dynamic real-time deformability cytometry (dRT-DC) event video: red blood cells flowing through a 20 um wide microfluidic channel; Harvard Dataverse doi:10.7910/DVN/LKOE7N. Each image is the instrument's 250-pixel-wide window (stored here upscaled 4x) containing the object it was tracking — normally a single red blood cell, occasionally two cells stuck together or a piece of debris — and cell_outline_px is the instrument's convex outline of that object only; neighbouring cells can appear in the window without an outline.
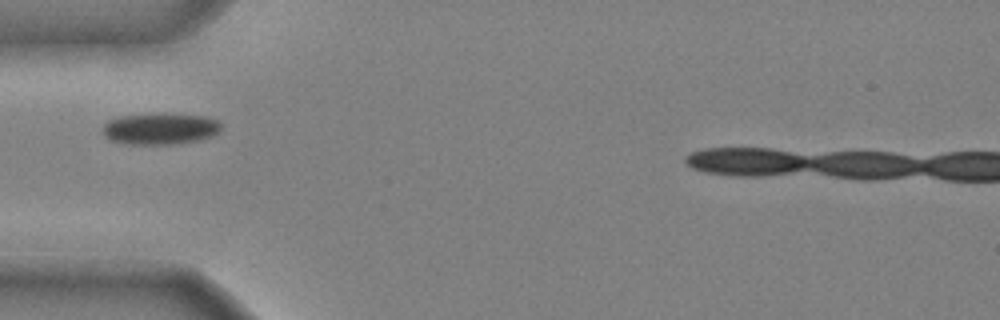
{"species": "common noctule bat (a hibernating species)", "species_latin": "Nyctalus noctula", "temperature_condition": "cold", "stored_images_in_passage": 29, "camera_frame_rate_fps": 3000, "um_per_image_px": 0.085, "animal": {"sex": "male", "body_mass_g": 20.4}, "frame": {"image": 1, "passage_image": 1, "time_ms": 0.0, "image_size_px": [1000, 320], "cell_outline_px": [[220, 132], [212, 136], [196, 140], [172, 144], [128, 144], [108, 140], [104, 136], [100, 128], [108, 120], [120, 116], [160, 112], [168, 112], [204, 116], [220, 120]], "centroid_in_image_um": [13.58, 10.91], "position_along_channel_um": 71.4, "area_um2": 22.31}}
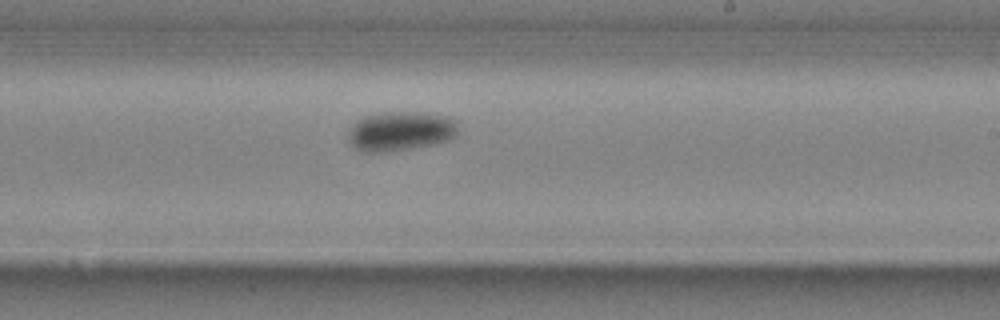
{"frame": {"image": 2, "passage_image": 15, "time_ms": 4.667, "image_size_px": [1000, 320], "cell_outline_px": [[456, 136], [448, 140], [432, 144], [412, 148], [384, 152], [364, 152], [356, 148], [348, 140], [348, 132], [352, 124], [364, 116], [384, 112], [424, 112], [448, 116], [456, 124]], "centroid_in_image_um": [34.01, 11.14], "position_along_channel_um": 255.0, "area_um2": 25.14}}
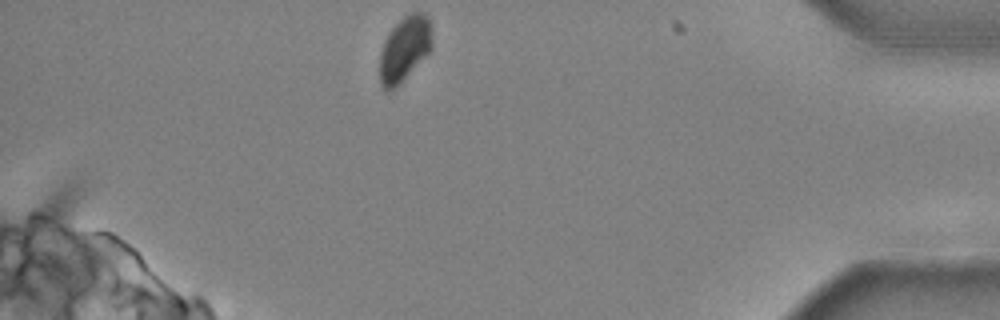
{"frame": {"image": 3, "passage_image": 29, "time_ms": 9.333, "image_size_px": [1000, 320], "cell_outline_px": [[432, 48], [396, 88], [384, 88], [380, 84], [380, 52], [384, 40], [388, 32], [404, 16], [412, 12], [424, 12], [428, 16], [432, 36]], "centroid_in_image_um": [34.39, 4.12], "position_along_channel_um": 400.8, "area_um2": 19.65}}